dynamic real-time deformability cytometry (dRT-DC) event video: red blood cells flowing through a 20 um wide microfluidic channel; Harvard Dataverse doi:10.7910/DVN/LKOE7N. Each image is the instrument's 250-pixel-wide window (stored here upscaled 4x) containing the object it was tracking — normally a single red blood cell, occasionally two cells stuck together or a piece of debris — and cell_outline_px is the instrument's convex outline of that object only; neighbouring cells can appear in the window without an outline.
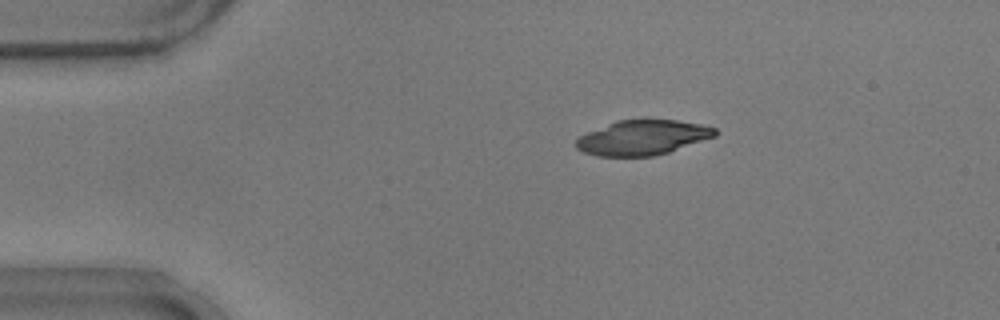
{"species": "common noctule bat (a hibernating species)", "species_latin": "Nyctalus noctula", "temperature_condition": "warm", "stored_images_in_passage": 40, "camera_frame_rate_fps": 3000, "um_per_image_px": 0.085, "animal": {"sex": "male", "body_mass_g": 17.9}, "frame": {"image": 1, "passage_image": 1, "time_ms": 0.0, "image_size_px": [1000, 320], "cell_outline_px": [[716, 136], [668, 152], [652, 156], [596, 156], [584, 152], [576, 148], [576, 140], [580, 136], [588, 132], [616, 120], [644, 116], [676, 120], [700, 124], [716, 128]], "centroid_in_image_um": [54.62, 11.65], "position_along_channel_um": 30.4, "area_um2": 28.78}}